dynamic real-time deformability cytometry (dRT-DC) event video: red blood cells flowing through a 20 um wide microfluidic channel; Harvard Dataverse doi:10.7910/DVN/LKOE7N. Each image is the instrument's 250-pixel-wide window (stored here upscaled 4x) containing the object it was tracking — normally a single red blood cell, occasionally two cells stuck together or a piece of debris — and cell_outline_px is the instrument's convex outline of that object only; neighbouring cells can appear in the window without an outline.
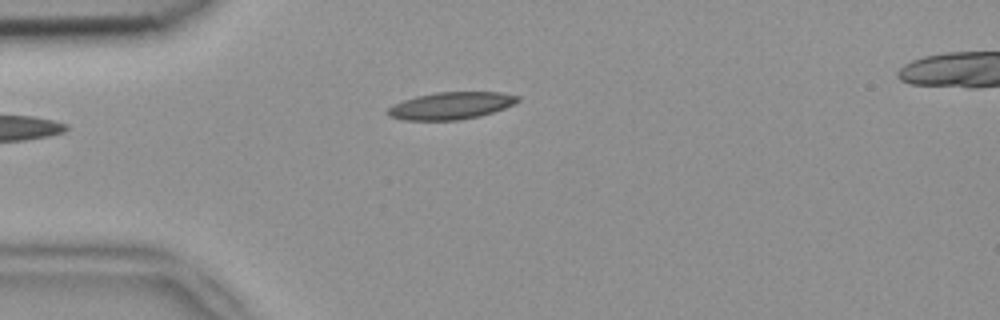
{"species": "common noctule bat (a hibernating species)", "species_latin": "Nyctalus noctula", "temperature_condition": "room temperature", "stored_images_in_passage": 39, "camera_frame_rate_fps": 3000, "um_per_image_px": 0.085, "animal": {"sex": "female", "body_mass_g": 18.4}, "frame": {"image": 1, "passage_image": 1, "time_ms": 0.0, "image_size_px": [1000, 320], "cell_outline_px": [[520, 100], [504, 108], [480, 116], [460, 120], [404, 120], [388, 116], [388, 108], [392, 104], [416, 96], [436, 92], [500, 92], [520, 96]], "centroid_in_image_um": [38.32, 8.98], "position_along_channel_um": 46.7, "area_um2": 20.58}}
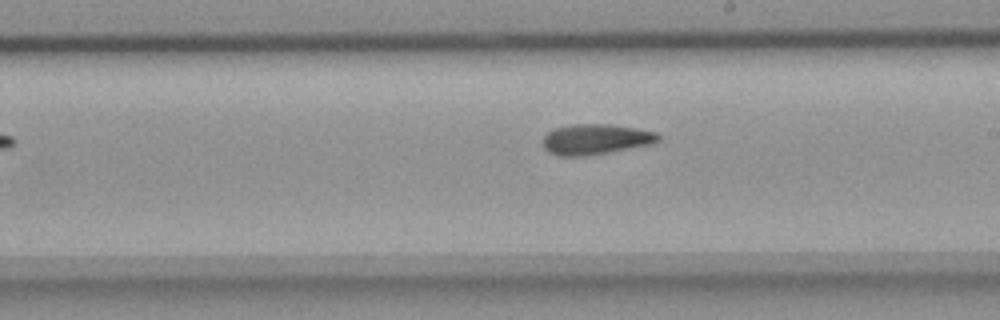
{"frame": {"image": 2, "passage_image": 17, "time_ms": 5.333, "image_size_px": [1000, 320], "cell_outline_px": [[660, 140], [648, 144], [584, 156], [560, 156], [548, 152], [544, 148], [544, 136], [552, 128], [568, 124], [608, 124], [636, 128], [656, 132], [660, 136]], "centroid_in_image_um": [50.57, 11.82], "position_along_channel_um": 238.4, "area_um2": 20.23}}
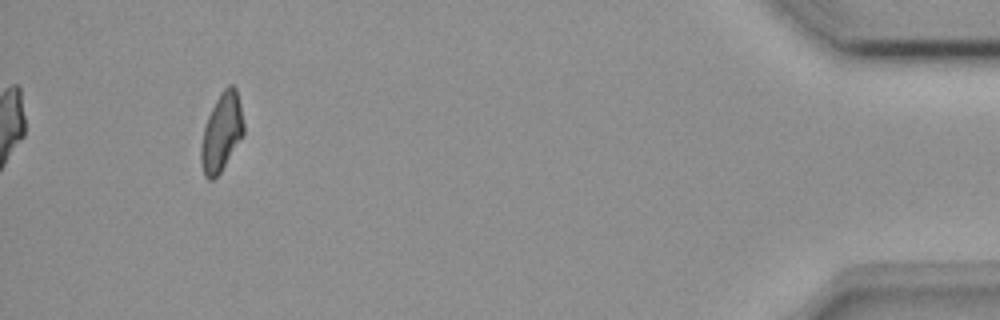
{"frame": {"image": 3, "passage_image": 36, "time_ms": 11.667, "image_size_px": [1000, 320], "cell_outline_px": [[244, 132], [220, 172], [212, 180], [208, 180], [204, 176], [200, 160], [200, 148], [204, 128], [208, 116], [220, 92], [228, 84], [232, 84], [236, 88], [240, 104], [244, 124]], "centroid_in_image_um": [18.82, 11.23], "position_along_channel_um": 416.4, "area_um2": 19.13}, "authors_computed_cell_mechanics": {"area_um2": 19.941, "velocity_mm_per_s": 3.9048, "shape_relaxation_time_tau1_ms": 8.0167, "shape_relaxation_time_tau2_ms": 5.0382, "deformation_change_tau1": 0.1924, "deformation_change_tau2": 0.1385}}